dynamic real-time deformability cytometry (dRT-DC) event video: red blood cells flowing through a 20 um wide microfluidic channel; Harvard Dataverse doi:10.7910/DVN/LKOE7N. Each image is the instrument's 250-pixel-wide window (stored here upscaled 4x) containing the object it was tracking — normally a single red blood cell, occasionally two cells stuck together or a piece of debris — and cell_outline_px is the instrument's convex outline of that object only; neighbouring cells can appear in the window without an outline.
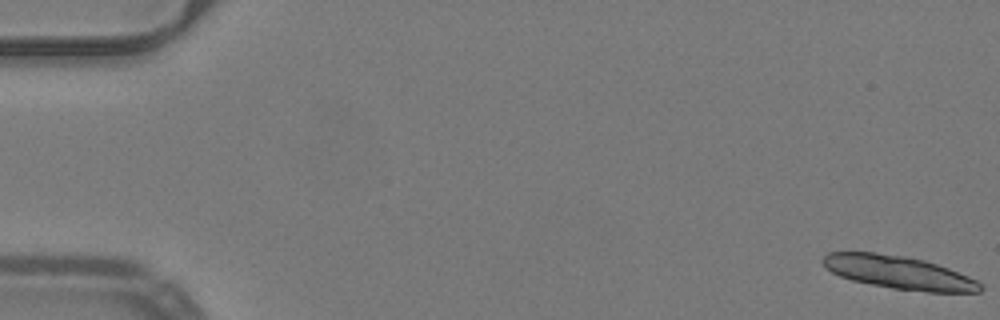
{"species": "common noctule bat (a hibernating species)", "species_latin": "Nyctalus noctula", "temperature_condition": "warm", "stored_images_in_passage": 16, "camera_frame_rate_fps": 3000, "um_per_image_px": 0.085, "animal": {"sex": "male", "body_mass_g": 19.2, "forearm_length_mm": 51.8}, "frame": {"image": 1, "passage_image": 1, "time_ms": 0.0, "image_size_px": [1000, 320], "cell_outline_px": [[984, 288], [980, 292], [928, 292], [892, 288], [852, 280], [840, 276], [824, 268], [820, 260], [828, 252], [876, 252], [904, 256], [924, 260], [948, 268], [968, 276], [976, 280]], "centroid_in_image_um": [76.36, 23.15], "position_along_channel_um": 8.6, "area_um2": 30.35}}